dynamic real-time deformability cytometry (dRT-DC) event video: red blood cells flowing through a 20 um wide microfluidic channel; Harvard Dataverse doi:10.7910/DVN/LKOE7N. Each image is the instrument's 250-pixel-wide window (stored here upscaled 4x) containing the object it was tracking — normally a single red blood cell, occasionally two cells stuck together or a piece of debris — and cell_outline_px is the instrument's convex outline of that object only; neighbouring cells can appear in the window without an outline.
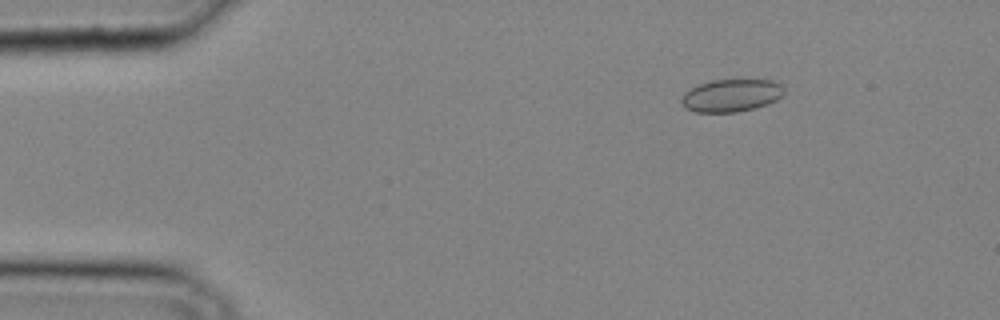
{"species": "common noctule bat (a hibernating species)", "species_latin": "Nyctalus noctula", "temperature_condition": "cold", "stored_images_in_passage": 6, "camera_frame_rate_fps": 3000, "um_per_image_px": 0.085, "animal": {"sex": "male", "body_mass_g": 20.4}, "frame": {"image": 1, "passage_image": 1, "time_ms": 0.0, "image_size_px": [1000, 320], "cell_outline_px": [[784, 92], [776, 100], [768, 104], [736, 112], [696, 112], [684, 108], [680, 100], [684, 92], [700, 84], [712, 80], [772, 80], [780, 84], [784, 88]], "centroid_in_image_um": [62.13, 8.12], "position_along_channel_um": 22.9, "area_um2": 19.36}}